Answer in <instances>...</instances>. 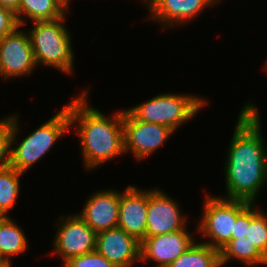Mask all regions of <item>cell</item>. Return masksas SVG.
Returning a JSON list of instances; mask_svg holds the SVG:
<instances>
[{
  "mask_svg": "<svg viewBox=\"0 0 267 267\" xmlns=\"http://www.w3.org/2000/svg\"><path fill=\"white\" fill-rule=\"evenodd\" d=\"M258 110L254 103H246L237 118L224 169L225 198L254 203L266 184L267 148Z\"/></svg>",
  "mask_w": 267,
  "mask_h": 267,
  "instance_id": "1",
  "label": "cell"
},
{
  "mask_svg": "<svg viewBox=\"0 0 267 267\" xmlns=\"http://www.w3.org/2000/svg\"><path fill=\"white\" fill-rule=\"evenodd\" d=\"M86 90L65 107L69 111L71 126L78 124L76 132L80 141L84 166L90 171L119 157L125 153V150L123 110L110 117L106 116L87 104L88 89Z\"/></svg>",
  "mask_w": 267,
  "mask_h": 267,
  "instance_id": "2",
  "label": "cell"
},
{
  "mask_svg": "<svg viewBox=\"0 0 267 267\" xmlns=\"http://www.w3.org/2000/svg\"><path fill=\"white\" fill-rule=\"evenodd\" d=\"M18 114L10 115L8 121L11 126L10 166L25 173L34 163L52 149L54 144L67 131H70L71 123L68 109L63 106L62 110L45 121L39 128L27 135L14 146L19 134ZM13 145V146H12Z\"/></svg>",
  "mask_w": 267,
  "mask_h": 267,
  "instance_id": "3",
  "label": "cell"
},
{
  "mask_svg": "<svg viewBox=\"0 0 267 267\" xmlns=\"http://www.w3.org/2000/svg\"><path fill=\"white\" fill-rule=\"evenodd\" d=\"M66 14L52 21H36L28 31L36 65L72 74L74 50L65 22Z\"/></svg>",
  "mask_w": 267,
  "mask_h": 267,
  "instance_id": "4",
  "label": "cell"
},
{
  "mask_svg": "<svg viewBox=\"0 0 267 267\" xmlns=\"http://www.w3.org/2000/svg\"><path fill=\"white\" fill-rule=\"evenodd\" d=\"M207 100L197 95L165 93L127 110L139 121L161 124L175 132L182 123L191 120Z\"/></svg>",
  "mask_w": 267,
  "mask_h": 267,
  "instance_id": "5",
  "label": "cell"
},
{
  "mask_svg": "<svg viewBox=\"0 0 267 267\" xmlns=\"http://www.w3.org/2000/svg\"><path fill=\"white\" fill-rule=\"evenodd\" d=\"M205 198L197 231L210 240L202 243L220 251L231 240L236 218L251 203L214 195Z\"/></svg>",
  "mask_w": 267,
  "mask_h": 267,
  "instance_id": "6",
  "label": "cell"
},
{
  "mask_svg": "<svg viewBox=\"0 0 267 267\" xmlns=\"http://www.w3.org/2000/svg\"><path fill=\"white\" fill-rule=\"evenodd\" d=\"M124 150H130L141 161L149 156L174 133L167 126L137 120L127 109L123 110Z\"/></svg>",
  "mask_w": 267,
  "mask_h": 267,
  "instance_id": "7",
  "label": "cell"
},
{
  "mask_svg": "<svg viewBox=\"0 0 267 267\" xmlns=\"http://www.w3.org/2000/svg\"><path fill=\"white\" fill-rule=\"evenodd\" d=\"M61 223L58 226L53 249L63 263L68 259L81 256L96 250L97 233L77 214L68 217L60 216ZM65 217V218H64Z\"/></svg>",
  "mask_w": 267,
  "mask_h": 267,
  "instance_id": "8",
  "label": "cell"
},
{
  "mask_svg": "<svg viewBox=\"0 0 267 267\" xmlns=\"http://www.w3.org/2000/svg\"><path fill=\"white\" fill-rule=\"evenodd\" d=\"M19 28L0 39V75L5 80L29 76L37 67L28 32Z\"/></svg>",
  "mask_w": 267,
  "mask_h": 267,
  "instance_id": "9",
  "label": "cell"
},
{
  "mask_svg": "<svg viewBox=\"0 0 267 267\" xmlns=\"http://www.w3.org/2000/svg\"><path fill=\"white\" fill-rule=\"evenodd\" d=\"M179 208L177 202L162 190L150 189L145 238L185 229L187 218L183 216Z\"/></svg>",
  "mask_w": 267,
  "mask_h": 267,
  "instance_id": "10",
  "label": "cell"
},
{
  "mask_svg": "<svg viewBox=\"0 0 267 267\" xmlns=\"http://www.w3.org/2000/svg\"><path fill=\"white\" fill-rule=\"evenodd\" d=\"M183 229L167 234L144 238L140 242V261L157 262V267H167L179 258L195 242L194 238Z\"/></svg>",
  "mask_w": 267,
  "mask_h": 267,
  "instance_id": "11",
  "label": "cell"
},
{
  "mask_svg": "<svg viewBox=\"0 0 267 267\" xmlns=\"http://www.w3.org/2000/svg\"><path fill=\"white\" fill-rule=\"evenodd\" d=\"M96 251L115 267H132L140 261V241L119 227L97 233Z\"/></svg>",
  "mask_w": 267,
  "mask_h": 267,
  "instance_id": "12",
  "label": "cell"
},
{
  "mask_svg": "<svg viewBox=\"0 0 267 267\" xmlns=\"http://www.w3.org/2000/svg\"><path fill=\"white\" fill-rule=\"evenodd\" d=\"M250 205L236 218L231 240L220 250L221 266L238 259L247 266L267 264V258L251 244Z\"/></svg>",
  "mask_w": 267,
  "mask_h": 267,
  "instance_id": "13",
  "label": "cell"
},
{
  "mask_svg": "<svg viewBox=\"0 0 267 267\" xmlns=\"http://www.w3.org/2000/svg\"><path fill=\"white\" fill-rule=\"evenodd\" d=\"M148 190H141L128 185L124 192H120L119 228L129 235L142 241L147 228Z\"/></svg>",
  "mask_w": 267,
  "mask_h": 267,
  "instance_id": "14",
  "label": "cell"
},
{
  "mask_svg": "<svg viewBox=\"0 0 267 267\" xmlns=\"http://www.w3.org/2000/svg\"><path fill=\"white\" fill-rule=\"evenodd\" d=\"M120 192L100 190L93 193L78 214L96 233L116 228L119 222Z\"/></svg>",
  "mask_w": 267,
  "mask_h": 267,
  "instance_id": "15",
  "label": "cell"
},
{
  "mask_svg": "<svg viewBox=\"0 0 267 267\" xmlns=\"http://www.w3.org/2000/svg\"><path fill=\"white\" fill-rule=\"evenodd\" d=\"M218 3V0H158L150 8L149 19L160 22L163 27L181 26Z\"/></svg>",
  "mask_w": 267,
  "mask_h": 267,
  "instance_id": "16",
  "label": "cell"
},
{
  "mask_svg": "<svg viewBox=\"0 0 267 267\" xmlns=\"http://www.w3.org/2000/svg\"><path fill=\"white\" fill-rule=\"evenodd\" d=\"M70 0H20L19 9L15 12L18 23L26 24L22 17L29 21H52L63 17L69 11ZM21 15H24L21 17Z\"/></svg>",
  "mask_w": 267,
  "mask_h": 267,
  "instance_id": "17",
  "label": "cell"
},
{
  "mask_svg": "<svg viewBox=\"0 0 267 267\" xmlns=\"http://www.w3.org/2000/svg\"><path fill=\"white\" fill-rule=\"evenodd\" d=\"M28 249V239L9 216L0 217V258L9 259Z\"/></svg>",
  "mask_w": 267,
  "mask_h": 267,
  "instance_id": "18",
  "label": "cell"
},
{
  "mask_svg": "<svg viewBox=\"0 0 267 267\" xmlns=\"http://www.w3.org/2000/svg\"><path fill=\"white\" fill-rule=\"evenodd\" d=\"M167 267H222L220 251L202 242H194L179 258Z\"/></svg>",
  "mask_w": 267,
  "mask_h": 267,
  "instance_id": "19",
  "label": "cell"
},
{
  "mask_svg": "<svg viewBox=\"0 0 267 267\" xmlns=\"http://www.w3.org/2000/svg\"><path fill=\"white\" fill-rule=\"evenodd\" d=\"M22 175L11 166L0 170V217L8 216L7 212L13 209L19 195Z\"/></svg>",
  "mask_w": 267,
  "mask_h": 267,
  "instance_id": "20",
  "label": "cell"
},
{
  "mask_svg": "<svg viewBox=\"0 0 267 267\" xmlns=\"http://www.w3.org/2000/svg\"><path fill=\"white\" fill-rule=\"evenodd\" d=\"M255 204H250V236L253 244L267 258V214L254 209Z\"/></svg>",
  "mask_w": 267,
  "mask_h": 267,
  "instance_id": "21",
  "label": "cell"
},
{
  "mask_svg": "<svg viewBox=\"0 0 267 267\" xmlns=\"http://www.w3.org/2000/svg\"><path fill=\"white\" fill-rule=\"evenodd\" d=\"M63 267H115L96 250L68 259Z\"/></svg>",
  "mask_w": 267,
  "mask_h": 267,
  "instance_id": "22",
  "label": "cell"
},
{
  "mask_svg": "<svg viewBox=\"0 0 267 267\" xmlns=\"http://www.w3.org/2000/svg\"><path fill=\"white\" fill-rule=\"evenodd\" d=\"M11 126L8 117L0 120V170L10 166Z\"/></svg>",
  "mask_w": 267,
  "mask_h": 267,
  "instance_id": "23",
  "label": "cell"
},
{
  "mask_svg": "<svg viewBox=\"0 0 267 267\" xmlns=\"http://www.w3.org/2000/svg\"><path fill=\"white\" fill-rule=\"evenodd\" d=\"M18 27H20V25L16 13L0 5V39L13 33Z\"/></svg>",
  "mask_w": 267,
  "mask_h": 267,
  "instance_id": "24",
  "label": "cell"
},
{
  "mask_svg": "<svg viewBox=\"0 0 267 267\" xmlns=\"http://www.w3.org/2000/svg\"><path fill=\"white\" fill-rule=\"evenodd\" d=\"M0 5L16 12L20 6V0H0Z\"/></svg>",
  "mask_w": 267,
  "mask_h": 267,
  "instance_id": "25",
  "label": "cell"
},
{
  "mask_svg": "<svg viewBox=\"0 0 267 267\" xmlns=\"http://www.w3.org/2000/svg\"><path fill=\"white\" fill-rule=\"evenodd\" d=\"M11 260L9 259H2L0 258V267H12L11 263L10 262Z\"/></svg>",
  "mask_w": 267,
  "mask_h": 267,
  "instance_id": "26",
  "label": "cell"
},
{
  "mask_svg": "<svg viewBox=\"0 0 267 267\" xmlns=\"http://www.w3.org/2000/svg\"><path fill=\"white\" fill-rule=\"evenodd\" d=\"M147 4V7L150 9L158 0H143Z\"/></svg>",
  "mask_w": 267,
  "mask_h": 267,
  "instance_id": "27",
  "label": "cell"
}]
</instances>
